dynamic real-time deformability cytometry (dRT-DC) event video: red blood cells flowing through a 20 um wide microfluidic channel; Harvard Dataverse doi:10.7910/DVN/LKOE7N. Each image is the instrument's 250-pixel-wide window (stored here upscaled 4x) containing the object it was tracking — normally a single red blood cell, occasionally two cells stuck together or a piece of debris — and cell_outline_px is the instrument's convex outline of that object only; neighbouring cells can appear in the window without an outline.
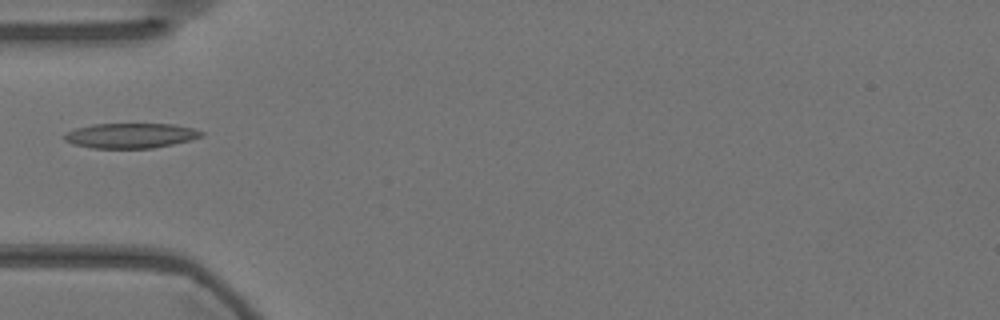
{"species": "Egyptian fruit bat (a non-hibernating species)", "species_latin": "Rousettus aegyptiacus", "temperature_condition": "warm", "stored_images_in_passage": 40, "camera_frame_rate_fps": 3000, "um_per_image_px": 0.085, "animal": {"sex": "female"}, "frame": {"image": 1, "passage_image": 1, "time_ms": 0.0, "image_size_px": [1000, 320], "cell_outline_px": [[204, 136], [192, 140], [152, 148], [92, 148], [72, 144], [64, 140], [60, 136], [76, 128], [92, 124], [172, 124], [192, 128], [204, 132]], "centroid_in_image_um": [11.09, 11.53], "position_along_channel_um": 73.9, "area_um2": 20.06}}
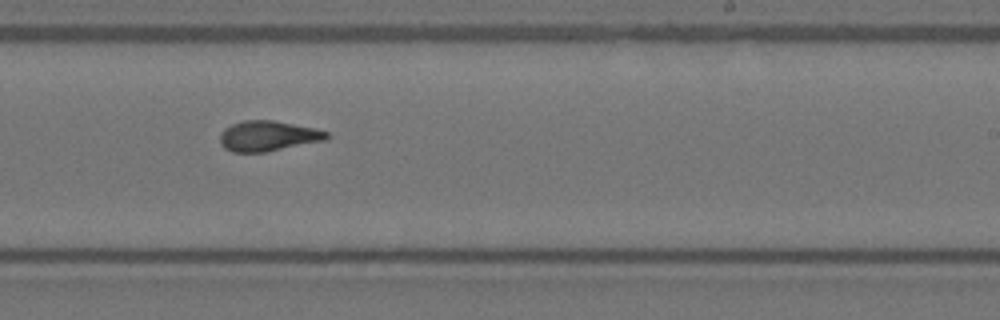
{"frame": {"image": 2, "passage_image": 17, "time_ms": 5.333, "image_size_px": [1000, 320], "cell_outline_px": [[332, 136], [328, 140], [264, 152], [232, 152], [224, 148], [220, 140], [220, 136], [224, 128], [232, 124], [244, 120], [272, 120], [316, 128], [328, 132]], "centroid_in_image_um": [22.83, 11.56], "position_along_channel_um": 266.2, "area_um2": 18.96}}
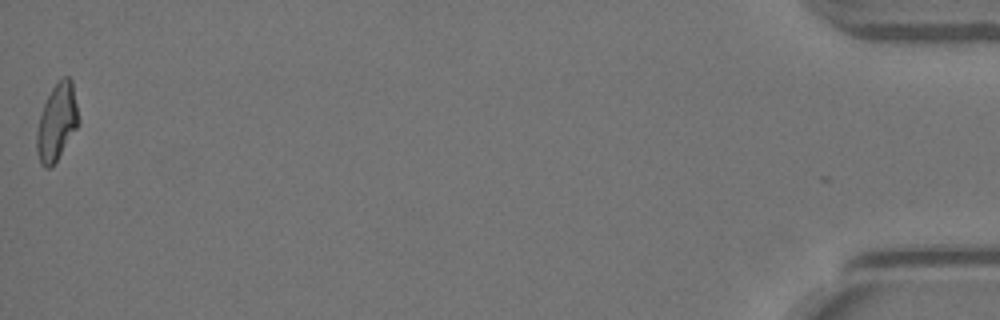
{"frame": {"image": 3, "passage_image": 39, "time_ms": 12.667, "image_size_px": [1000, 320], "cell_outline_px": [[80, 124], [52, 168], [44, 168], [40, 164], [36, 152], [36, 132], [40, 116], [44, 104], [52, 88], [64, 76], [68, 76], [72, 80], [80, 120]], "centroid_in_image_um": [4.84, 10.43], "position_along_channel_um": 430.4, "area_um2": 18.96}}